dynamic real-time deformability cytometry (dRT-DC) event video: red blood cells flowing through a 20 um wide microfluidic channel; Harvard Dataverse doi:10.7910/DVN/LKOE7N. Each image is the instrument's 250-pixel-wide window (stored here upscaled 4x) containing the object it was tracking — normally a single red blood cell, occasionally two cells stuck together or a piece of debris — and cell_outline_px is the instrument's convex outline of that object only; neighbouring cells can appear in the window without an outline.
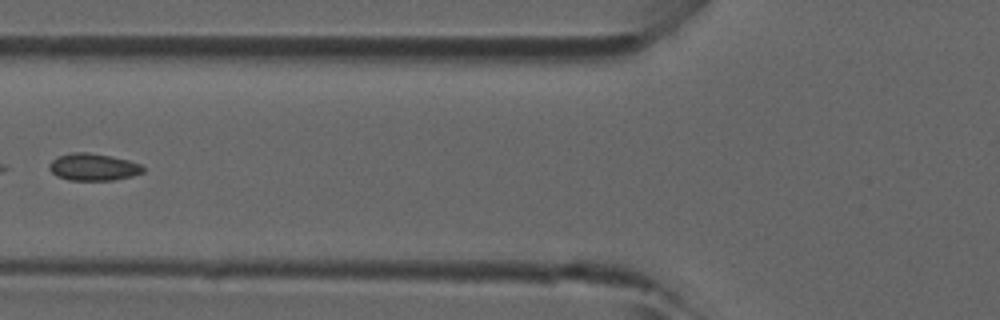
{"species": "common noctule bat (a hibernating species)", "species_latin": "Nyctalus noctula", "temperature_condition": "room temperature", "stored_images_in_passage": 4, "camera_frame_rate_fps": 3000, "um_per_image_px": 0.085, "animal": {"sex": "male", "forearm_length_mm": 52.5}, "frame": {"image": 1, "passage_image": 3, "time_ms": 0.667, "image_size_px": [1000, 320], "cell_outline_px": [[144, 172], [132, 176], [112, 180], [68, 180], [56, 176], [48, 168], [48, 164], [56, 156], [68, 152], [88, 152], [112, 156], [128, 160], [140, 164], [144, 168]], "centroid_in_image_um": [7.88, 14.18], "position_along_channel_um": 117.9, "area_um2": 15.03}}
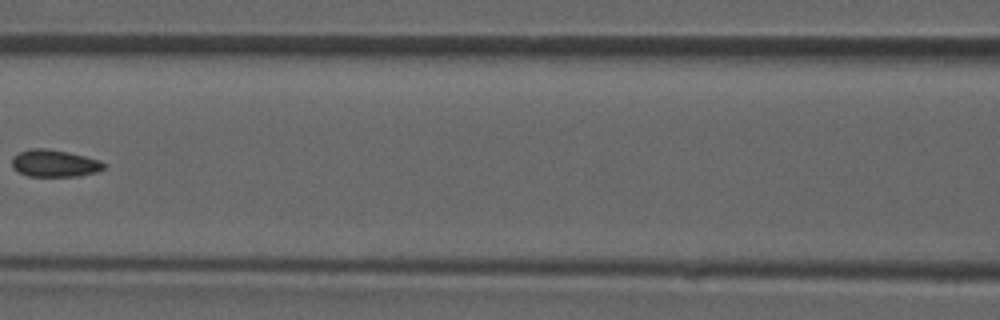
{"frame": {"image": 2, "passage_image": 4, "time_ms": 1.0, "image_size_px": [1000, 320], "cell_outline_px": [[108, 164], [104, 168], [96, 172], [80, 176], [28, 176], [20, 172], [12, 164], [12, 156], [20, 152], [32, 148], [48, 148], [68, 152], [100, 160]], "centroid_in_image_um": [4.67, 13.87], "position_along_channel_um": 161.9, "area_um2": 14.51}}